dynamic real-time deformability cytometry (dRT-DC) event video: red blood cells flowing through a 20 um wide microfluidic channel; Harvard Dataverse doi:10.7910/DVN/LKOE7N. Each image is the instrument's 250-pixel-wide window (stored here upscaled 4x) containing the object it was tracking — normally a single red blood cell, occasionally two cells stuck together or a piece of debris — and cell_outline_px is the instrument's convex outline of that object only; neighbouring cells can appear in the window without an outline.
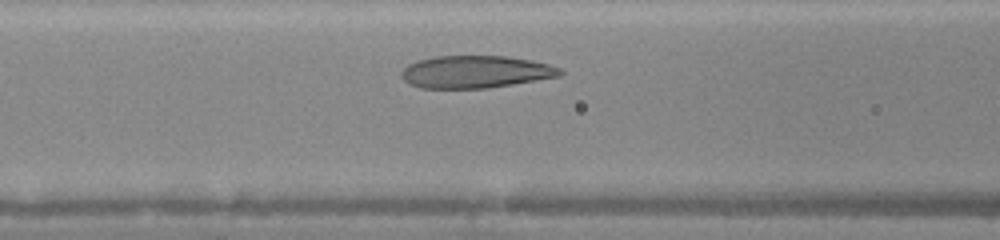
{"species": "human", "species_latin": "Homo sapiens", "temperature_condition": "warm", "stored_images_in_passage": 26, "camera_frame_rate_fps": 3000, "um_per_image_px": 0.085, "donor": {"sex": "female"}, "frame": {"image": 1, "passage_image": 7, "time_ms": 2.0, "image_size_px": [1000, 240], "cell_outline_px": [[564, 72], [560, 76], [488, 88], [420, 88], [408, 84], [400, 76], [400, 72], [408, 64], [416, 60], [432, 56], [504, 56], [532, 60], [548, 64], [560, 68]], "centroid_in_image_um": [40.37, 6.1], "position_along_channel_um": 126.2, "area_um2": 30.11}}
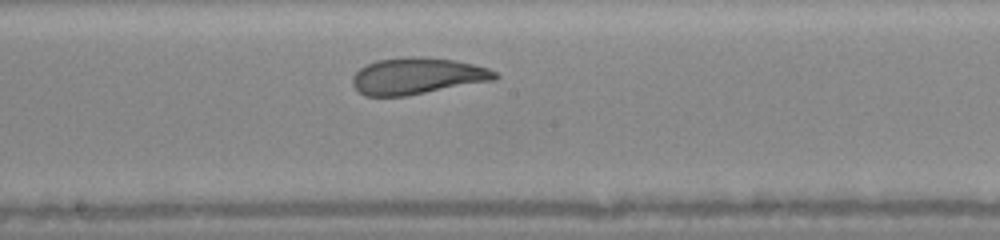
{"frame": {"image": 2, "passage_image": 13, "time_ms": 4.0, "image_size_px": [1000, 240], "cell_outline_px": [[500, 76], [496, 80], [404, 96], [364, 96], [352, 84], [352, 76], [360, 68], [376, 60], [404, 56], [420, 56], [456, 60], [488, 68], [496, 72]], "centroid_in_image_um": [35.47, 6.45], "position_along_channel_um": 212.7, "area_um2": 30.46}}
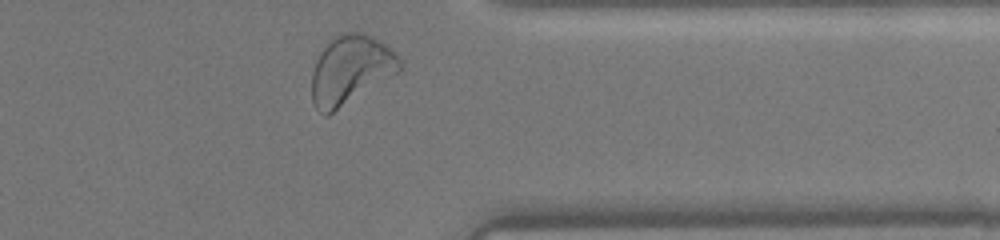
{"frame": {"image": 3, "passage_image": 25, "time_ms": 8.0, "image_size_px": [1000, 240], "cell_outline_px": [[404, 64], [400, 72], [328, 116], [324, 116], [316, 108], [312, 100], [312, 72], [316, 60], [320, 52], [340, 32], [364, 32], [372, 36], [384, 44]], "centroid_in_image_um": [29.8, 5.96], "position_along_channel_um": 381.6, "area_um2": 35.32}, "authors_computed_cell_mechanics": {"area_um2": 30.4895, "velocity_mm_per_s": 4.3376, "shape_relaxation_time_tau1_ms": 3.0061, "shape_relaxation_time_tau2_ms": 0.6886, "deformation_change_tau1": 0.1646, "deformation_change_tau2": 0.0776}}